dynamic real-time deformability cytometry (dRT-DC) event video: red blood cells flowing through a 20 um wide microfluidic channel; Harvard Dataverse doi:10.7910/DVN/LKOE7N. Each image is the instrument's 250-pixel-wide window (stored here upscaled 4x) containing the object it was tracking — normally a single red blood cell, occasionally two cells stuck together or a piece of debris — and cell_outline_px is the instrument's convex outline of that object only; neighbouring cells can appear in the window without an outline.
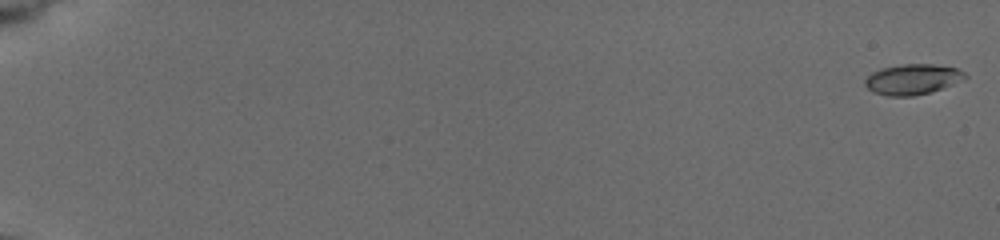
{"species": "common noctule bat (a hibernating species)", "species_latin": "Nyctalus noctula", "temperature_condition": "cold", "stored_images_in_passage": 8, "camera_frame_rate_fps": 3000, "um_per_image_px": 0.085, "animal": {"sex": "female", "body_mass_g": 19.5, "forearm_length_mm": 54.1}, "frame": {"image": 1, "passage_image": 1, "time_ms": 0.0, "image_size_px": [1000, 240], "cell_outline_px": [[968, 76], [952, 84], [928, 92], [912, 96], [888, 96], [872, 92], [864, 84], [864, 80], [872, 72], [880, 68], [904, 64], [932, 64], [956, 68], [964, 72]], "centroid_in_image_um": [77.51, 6.73], "position_along_channel_um": 7.5, "area_um2": 17.51}}